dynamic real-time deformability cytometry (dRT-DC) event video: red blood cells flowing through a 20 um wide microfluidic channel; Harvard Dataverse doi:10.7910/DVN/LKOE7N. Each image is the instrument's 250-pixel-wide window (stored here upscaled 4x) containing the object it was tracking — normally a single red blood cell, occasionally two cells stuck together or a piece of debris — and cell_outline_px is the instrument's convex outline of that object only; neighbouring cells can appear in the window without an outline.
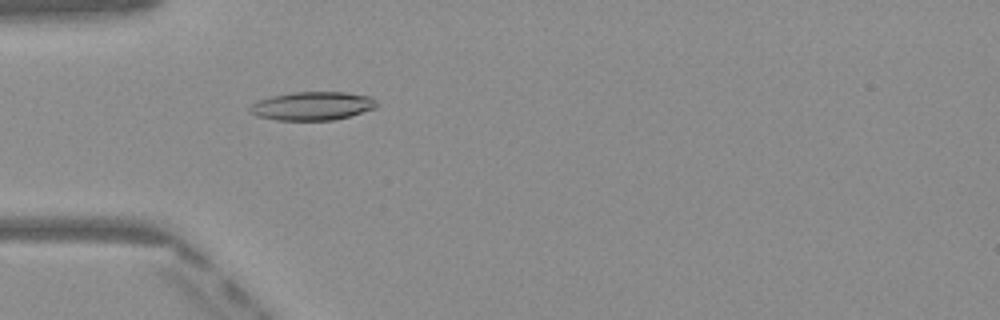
{"species": "Egyptian fruit bat (a non-hibernating species)", "species_latin": "Rousettus aegyptiacus", "temperature_condition": "warm", "stored_images_in_passage": 49, "camera_frame_rate_fps": 3000, "um_per_image_px": 0.085, "frame": {"image": 1, "passage_image": 15, "time_ms": 4.667, "image_size_px": [1000, 320], "cell_outline_px": [[380, 104], [376, 108], [348, 116], [332, 120], [276, 120], [256, 116], [248, 108], [256, 100], [272, 96], [292, 92], [344, 92], [372, 96]], "centroid_in_image_um": [26.57, 9.0], "position_along_channel_um": 58.4, "area_um2": 21.15}}
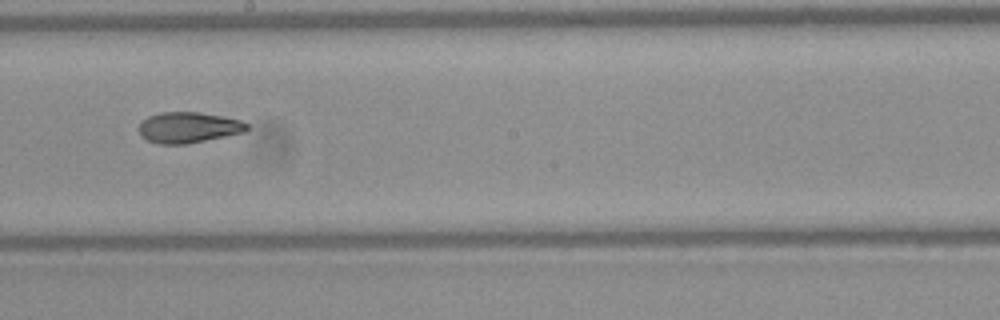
{"frame": {"image": 2, "passage_image": 28, "time_ms": 9.0, "image_size_px": [1000, 320], "cell_outline_px": [[248, 128], [244, 132], [184, 144], [156, 144], [140, 136], [140, 124], [148, 116], [160, 112], [200, 112], [240, 120], [248, 124]], "centroid_in_image_um": [15.99, 10.83], "position_along_channel_um": 232.2, "area_um2": 19.13}}
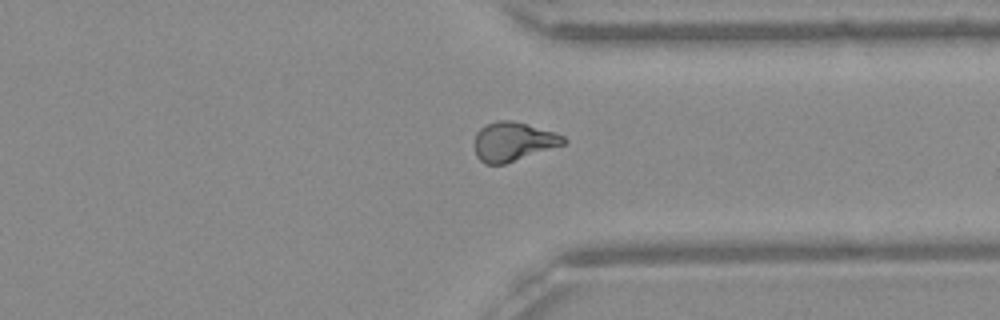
{"frame": {"image": 3, "passage_image": 38, "time_ms": 12.333, "image_size_px": [1000, 320], "cell_outline_px": [[568, 140], [564, 144], [504, 164], [484, 164], [476, 156], [476, 132], [480, 128], [488, 124], [500, 120], [512, 120], [556, 132], [564, 136]], "centroid_in_image_um": [43.64, 12.03], "position_along_channel_um": 367.8, "area_um2": 20.0}, "authors_computed_cell_mechanics": {"area_um2": 20.23, "velocity_mm_per_s": 4.0802, "shape_relaxation_time_tau1_ms": 9.1789, "shape_relaxation_time_tau2_ms": 2.2754, "deformation_change_tau1": 0.2495, "deformation_change_tau2": 0.0872}}